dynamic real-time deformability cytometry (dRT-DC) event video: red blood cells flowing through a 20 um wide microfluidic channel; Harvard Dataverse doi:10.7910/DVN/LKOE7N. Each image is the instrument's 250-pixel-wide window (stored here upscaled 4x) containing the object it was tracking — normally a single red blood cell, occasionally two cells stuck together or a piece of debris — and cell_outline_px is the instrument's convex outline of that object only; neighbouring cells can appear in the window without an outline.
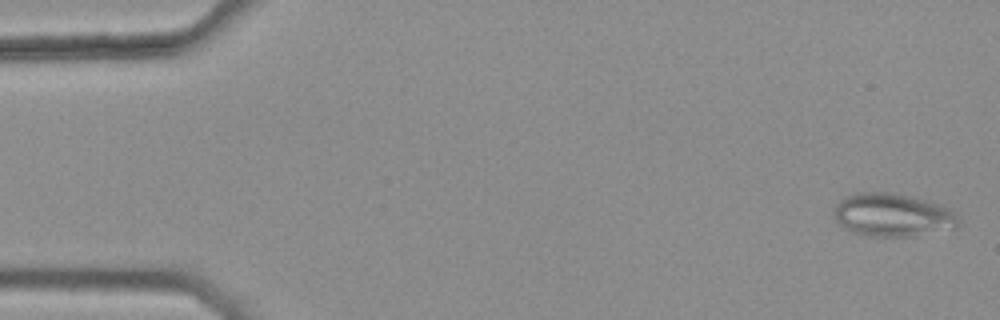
{"species": "common noctule bat (a hibernating species)", "species_latin": "Nyctalus noctula", "temperature_condition": "warm", "stored_images_in_passage": 45, "camera_frame_rate_fps": 3000, "um_per_image_px": 0.085, "animal": {"sex": "female", "body_mass_g": 25.1}, "frame": {"image": 1, "passage_image": 2, "time_ms": 0.333, "image_size_px": [1000, 320], "cell_outline_px": [[960, 220], [956, 228], [912, 236], [872, 236], [852, 232], [844, 228], [836, 220], [832, 212], [832, 208], [844, 196], [856, 192], [888, 192], [912, 196], [940, 204], [952, 212]], "centroid_in_image_um": [75.82, 18.26], "position_along_channel_um": 9.2, "area_um2": 31.39}}
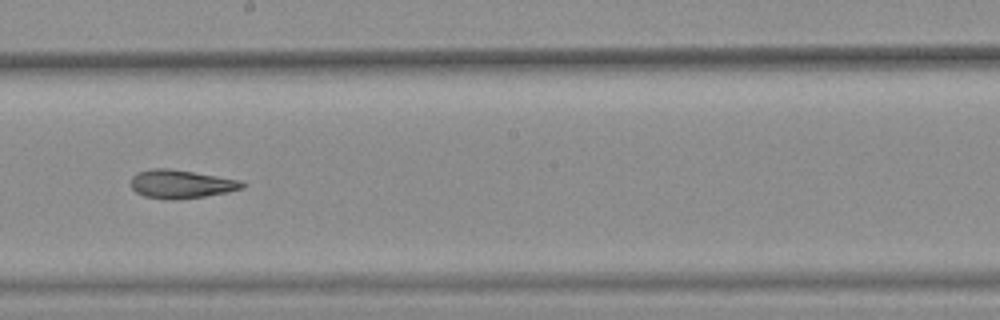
{"frame": {"image": 2, "passage_image": 30, "time_ms": 9.667, "image_size_px": [1000, 320], "cell_outline_px": [[248, 184], [244, 188], [228, 192], [204, 196], [176, 200], [164, 200], [144, 196], [136, 192], [128, 184], [132, 176], [136, 172], [152, 168], [168, 168], [240, 180]], "centroid_in_image_um": [15.35, 15.65], "position_along_channel_um": 232.8, "area_um2": 18.73}}
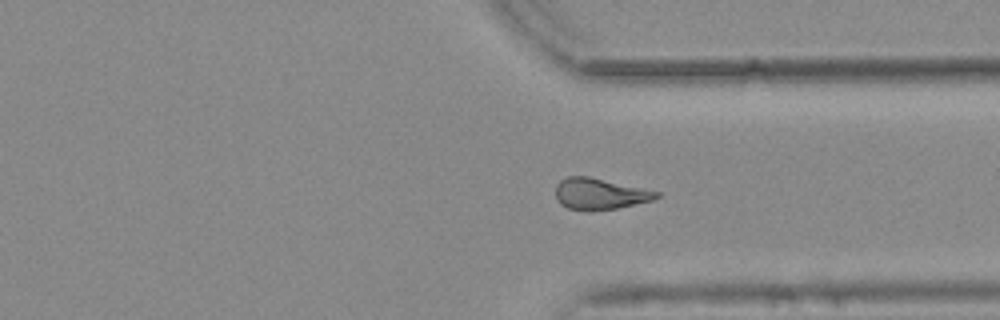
{"frame": {"image": 3, "passage_image": 40, "time_ms": 13.0, "image_size_px": [1000, 320], "cell_outline_px": [[660, 196], [652, 200], [616, 208], [588, 212], [568, 208], [560, 204], [556, 200], [556, 184], [560, 180], [568, 176], [588, 176], [660, 192]], "centroid_in_image_um": [50.93, 16.49], "position_along_channel_um": 360.5, "area_um2": 18.38}, "authors_computed_cell_mechanics": {"area_um2": 19.2474, "velocity_mm_per_s": 3.8102, "shape_relaxation_time_tau1_ms": null, "shape_relaxation_time_tau2_ms": 3.4177, "deformation_change_tau1": null, "deformation_change_tau2": 0.1103}}